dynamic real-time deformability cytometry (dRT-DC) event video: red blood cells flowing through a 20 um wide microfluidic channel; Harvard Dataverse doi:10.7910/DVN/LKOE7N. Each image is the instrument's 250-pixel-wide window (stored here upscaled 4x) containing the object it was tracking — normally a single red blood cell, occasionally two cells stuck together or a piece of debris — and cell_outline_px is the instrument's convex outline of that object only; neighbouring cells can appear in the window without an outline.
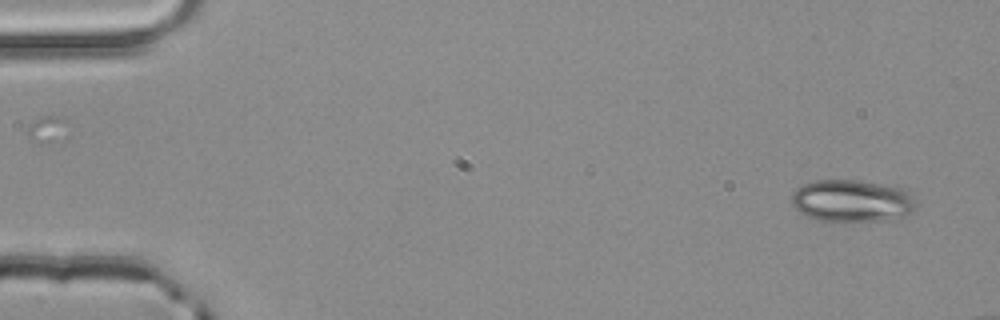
{"species": "common noctule bat (a hibernating species)", "species_latin": "Nyctalus noctula", "temperature_condition": "room temperature", "stored_images_in_passage": 4, "camera_frame_rate_fps": 3000, "um_per_image_px": 0.085, "animal": {"sex": "male", "body_mass_g": 20.4}, "frame": {"image": 1, "passage_image": 1, "time_ms": 0.0, "image_size_px": [1000, 320], "cell_outline_px": [[916, 208], [912, 212], [904, 216], [888, 220], [816, 220], [800, 212], [792, 204], [792, 192], [800, 184], [812, 180], [856, 180], [900, 188], [916, 200]], "centroid_in_image_um": [72.37, 17.06], "position_along_channel_um": 12.6, "area_um2": 30.29}}